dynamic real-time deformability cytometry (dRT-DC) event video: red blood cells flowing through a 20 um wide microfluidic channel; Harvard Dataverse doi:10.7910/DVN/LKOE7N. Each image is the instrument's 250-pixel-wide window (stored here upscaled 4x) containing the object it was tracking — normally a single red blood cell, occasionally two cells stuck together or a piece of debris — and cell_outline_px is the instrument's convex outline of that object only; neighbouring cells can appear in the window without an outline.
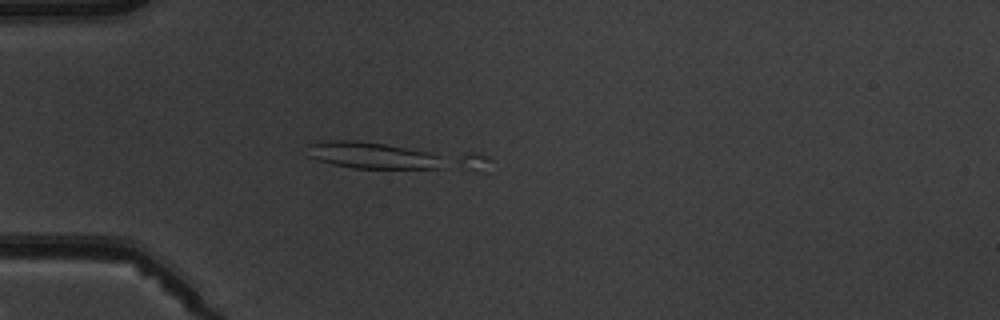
{"species": "common noctule bat (a hibernating species)", "species_latin": "Nyctalus noctula", "temperature_condition": "warm", "stored_images_in_passage": 6, "camera_frame_rate_fps": 3000, "um_per_image_px": 0.085, "animal": {"sex": "male", "body_mass_g": 19.5, "forearm_length_mm": 54.6}, "frame": {"image": 1, "passage_image": 5, "time_ms": 4.667, "image_size_px": [1000, 320], "cell_outline_px": [[492, 160], [472, 168], [352, 168], [332, 164], [316, 160], [308, 156], [308, 144], [328, 140], [360, 140], [476, 152], [488, 156]], "centroid_in_image_um": [33.28, 13.22], "position_along_channel_um": 51.7, "area_um2": 28.03}}